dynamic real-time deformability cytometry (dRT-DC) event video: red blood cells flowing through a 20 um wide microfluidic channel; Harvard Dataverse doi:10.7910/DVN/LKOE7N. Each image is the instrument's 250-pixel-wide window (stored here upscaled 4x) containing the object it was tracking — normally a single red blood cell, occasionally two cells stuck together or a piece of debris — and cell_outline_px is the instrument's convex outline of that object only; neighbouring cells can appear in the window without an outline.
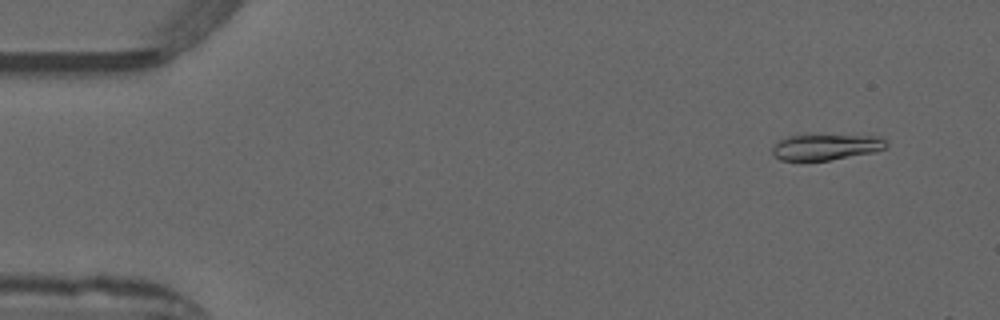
{"species": "common noctule bat (a hibernating species)", "species_latin": "Nyctalus noctula", "temperature_condition": "warm", "stored_images_in_passage": 13, "camera_frame_rate_fps": 3000, "um_per_image_px": 0.085, "animal": {"sex": "male", "forearm_length_mm": 52.5}, "frame": {"image": 1, "passage_image": 4, "time_ms": 1.0, "image_size_px": [1000, 320], "cell_outline_px": [[888, 144], [884, 148], [876, 152], [828, 160], [780, 160], [772, 156], [772, 148], [780, 140], [788, 136], [808, 132], [880, 136], [888, 140]], "centroid_in_image_um": [70.23, 12.43], "position_along_channel_um": 14.8, "area_um2": 18.26}}